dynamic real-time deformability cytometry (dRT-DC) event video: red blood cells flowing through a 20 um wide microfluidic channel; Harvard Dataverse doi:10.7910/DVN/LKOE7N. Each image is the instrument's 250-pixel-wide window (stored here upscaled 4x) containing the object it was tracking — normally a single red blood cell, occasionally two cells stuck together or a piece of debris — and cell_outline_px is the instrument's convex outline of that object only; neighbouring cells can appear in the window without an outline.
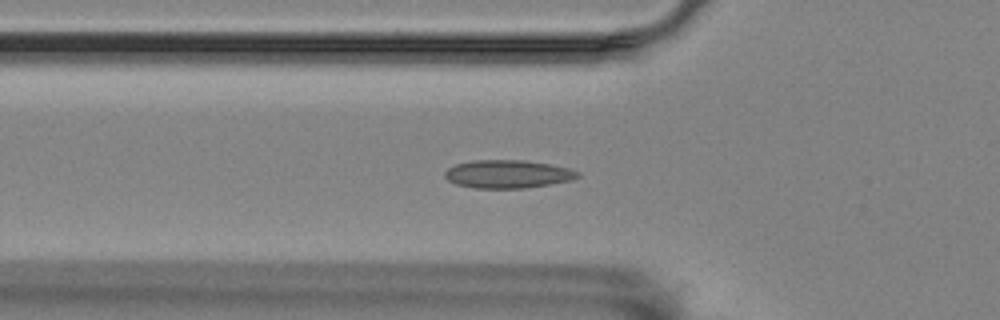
{"species": "Egyptian fruit bat (a non-hibernating species)", "species_latin": "Rousettus aegyptiacus", "temperature_condition": "room temperature", "stored_images_in_passage": 45, "camera_frame_rate_fps": 3000, "um_per_image_px": 0.085, "animal": {"sex": "female"}, "frame": {"image": 1, "passage_image": 7, "time_ms": 2.0, "image_size_px": [1000, 320], "cell_outline_px": [[580, 176], [572, 180], [524, 188], [476, 188], [456, 184], [448, 180], [444, 176], [444, 172], [448, 168], [456, 164], [472, 160], [524, 160], [548, 164], [568, 168], [580, 172]], "centroid_in_image_um": [43.14, 14.79], "position_along_channel_um": 82.7, "area_um2": 21.68}}
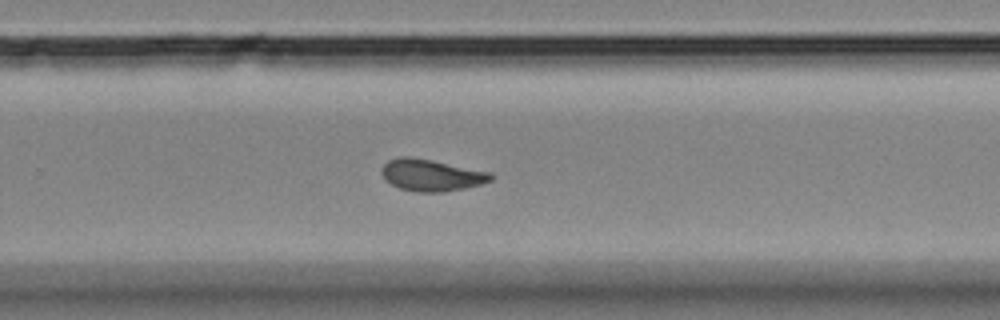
{"frame": {"image": 2, "passage_image": 25, "time_ms": 8.0, "image_size_px": [1000, 320], "cell_outline_px": [[492, 180], [480, 184], [464, 188], [444, 192], [416, 192], [400, 188], [384, 180], [380, 172], [384, 164], [388, 160], [404, 156], [408, 156], [492, 172]], "centroid_in_image_um": [36.64, 14.89], "position_along_channel_um": 293.2, "area_um2": 20.06}}
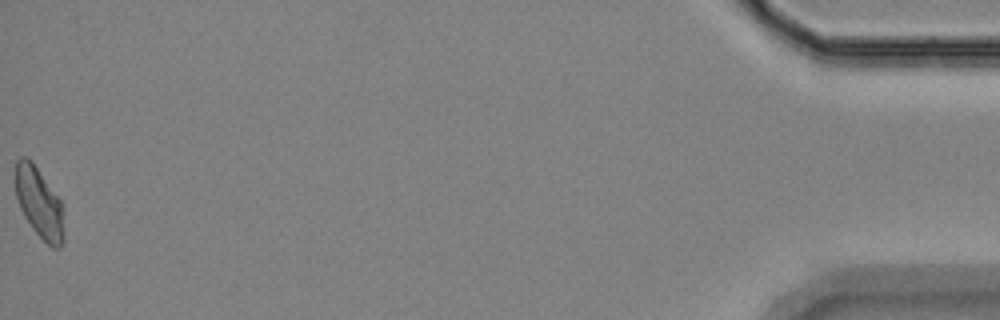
{"frame": {"image": 3, "passage_image": 45, "time_ms": 14.667, "image_size_px": [1000, 320], "cell_outline_px": [[64, 244], [60, 248], [52, 248], [32, 228], [24, 216], [20, 208], [16, 196], [16, 160], [20, 156], [24, 156], [32, 160], [60, 200], [64, 232]], "centroid_in_image_um": [3.33, 17.25], "position_along_channel_um": 431.9, "area_um2": 19.77}, "authors_computed_cell_mechanics": {"area_um2": 19.941, "velocity_mm_per_s": 3.4918, "shape_relaxation_time_tau1_ms": 5.6031, "shape_relaxation_time_tau2_ms": 1.4986, "deformation_change_tau1": 0.1248, "deformation_change_tau2": 0.0487}}